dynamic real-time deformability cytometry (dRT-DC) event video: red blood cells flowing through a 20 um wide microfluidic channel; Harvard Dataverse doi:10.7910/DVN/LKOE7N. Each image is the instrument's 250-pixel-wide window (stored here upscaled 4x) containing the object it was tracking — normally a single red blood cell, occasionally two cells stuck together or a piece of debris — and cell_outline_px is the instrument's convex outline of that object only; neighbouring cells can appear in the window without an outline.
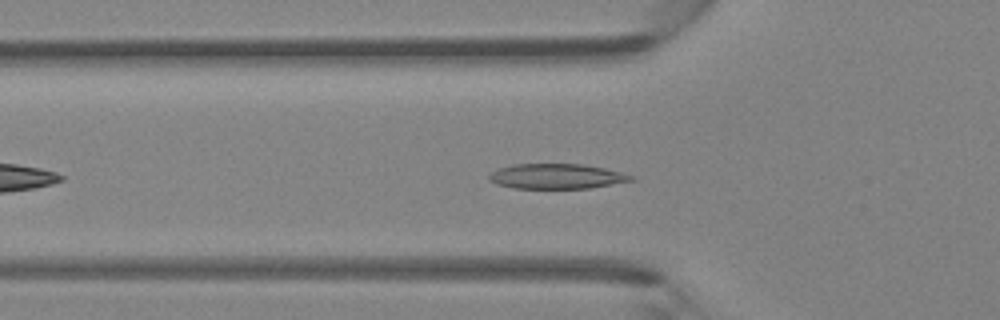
{"species": "Egyptian fruit bat (a non-hibernating species)", "species_latin": "Rousettus aegyptiacus", "temperature_condition": "room temperature", "stored_images_in_passage": 11, "camera_frame_rate_fps": 3000, "um_per_image_px": 0.085, "animal": {"sex": "female"}, "frame": {"image": 1, "passage_image": 7, "time_ms": 2.0, "image_size_px": [1000, 320], "cell_outline_px": [[636, 180], [588, 188], [516, 188], [496, 184], [488, 180], [488, 176], [492, 172], [500, 168], [512, 164], [580, 164], [604, 168], [636, 176]], "centroid_in_image_um": [47.32, 14.98], "position_along_channel_um": 78.5, "area_um2": 20.63}}
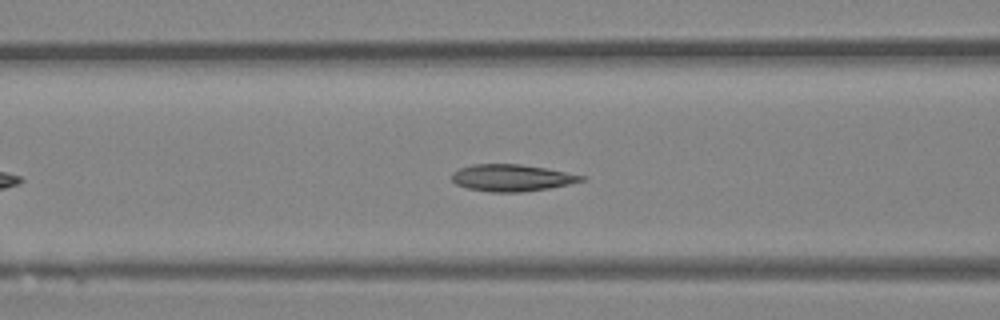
{"frame": {"image": 2, "passage_image": 10, "time_ms": 3.0, "image_size_px": [1000, 320], "cell_outline_px": [[588, 176], [584, 180], [568, 184], [548, 188], [520, 192], [492, 192], [468, 188], [456, 184], [452, 180], [452, 172], [460, 168], [472, 164], [520, 164], [548, 168]], "centroid_in_image_um": [43.52, 15.1], "position_along_channel_um": 123.1, "area_um2": 20.29}}